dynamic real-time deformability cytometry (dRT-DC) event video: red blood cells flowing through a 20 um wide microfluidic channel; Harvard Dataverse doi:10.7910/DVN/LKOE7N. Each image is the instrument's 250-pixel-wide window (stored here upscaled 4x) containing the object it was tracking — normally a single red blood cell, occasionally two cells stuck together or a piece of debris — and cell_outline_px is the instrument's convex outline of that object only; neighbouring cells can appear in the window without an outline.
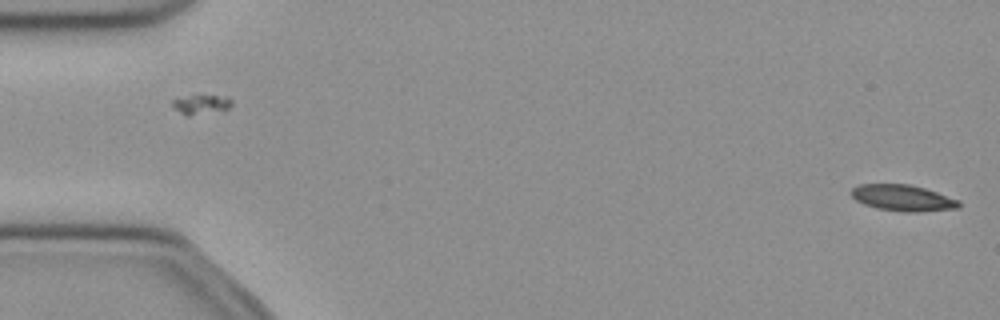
{"species": "common noctule bat (a hibernating species)", "species_latin": "Nyctalus noctula", "temperature_condition": "cold", "stored_images_in_passage": 51, "camera_frame_rate_fps": 3000, "um_per_image_px": 0.085, "animal": {"sex": "female", "body_mass_g": 21.9}, "frame": {"image": 1, "passage_image": 1, "time_ms": 0.0, "image_size_px": [1000, 320], "cell_outline_px": [[960, 204], [956, 208], [920, 212], [904, 212], [876, 208], [864, 204], [856, 200], [852, 196], [852, 188], [860, 184], [908, 184], [924, 188], [960, 200]], "centroid_in_image_um": [76.73, 16.82], "position_along_channel_um": 8.3, "area_um2": 16.3}}
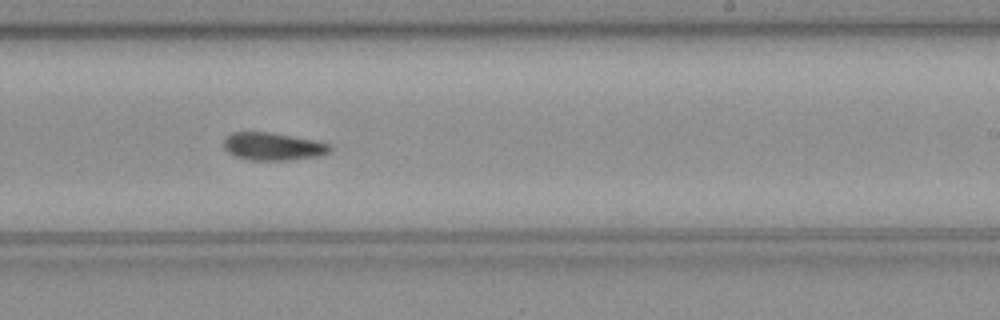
{"frame": {"image": 2, "passage_image": 31, "time_ms": 10.0, "image_size_px": [1000, 320], "cell_outline_px": [[332, 148], [328, 152], [316, 156], [288, 160], [252, 160], [236, 156], [228, 152], [224, 148], [224, 136], [232, 132], [272, 132], [316, 140], [328, 144]], "centroid_in_image_um": [23.17, 12.43], "position_along_channel_um": 265.8, "area_um2": 17.11}}
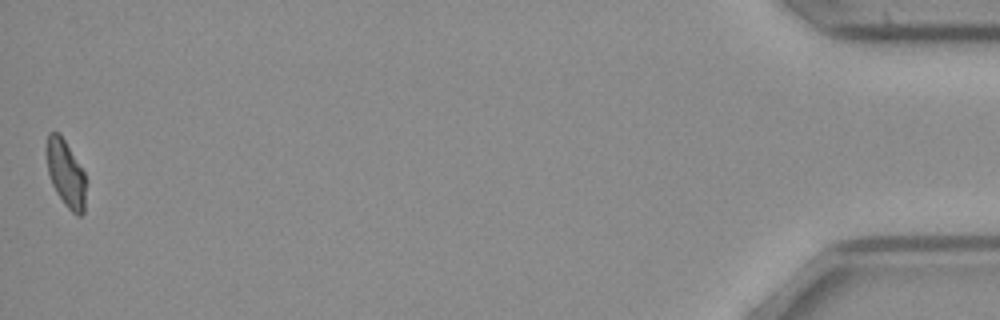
{"frame": {"image": 3, "passage_image": 51, "time_ms": 16.667, "image_size_px": [1000, 320], "cell_outline_px": [[84, 212], [80, 216], [76, 216], [64, 204], [56, 192], [52, 184], [48, 172], [44, 152], [44, 148], [48, 132], [60, 132], [84, 172]], "centroid_in_image_um": [5.53, 14.69], "position_along_channel_um": 429.7, "area_um2": 15.49}}